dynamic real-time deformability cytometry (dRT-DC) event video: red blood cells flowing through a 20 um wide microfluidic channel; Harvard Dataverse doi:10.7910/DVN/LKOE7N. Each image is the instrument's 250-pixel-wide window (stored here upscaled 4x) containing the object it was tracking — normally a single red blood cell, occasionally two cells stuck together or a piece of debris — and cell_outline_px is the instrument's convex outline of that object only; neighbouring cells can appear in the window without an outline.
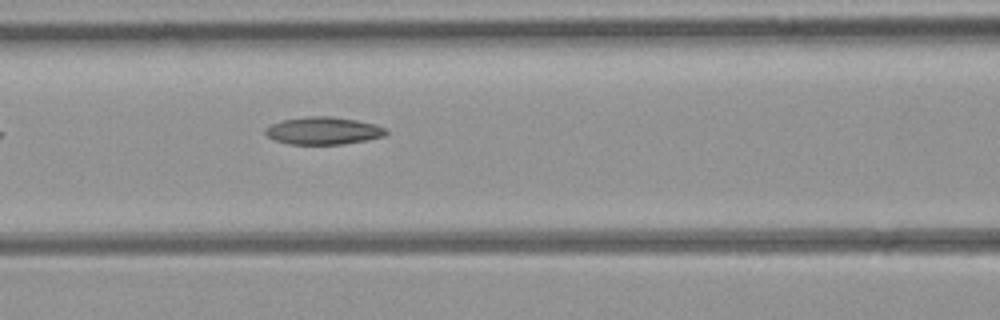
{"species": "common noctule bat (a hibernating species)", "species_latin": "Nyctalus noctula", "temperature_condition": "room temperature", "stored_images_in_passage": 8, "camera_frame_rate_fps": 3000, "um_per_image_px": 0.085, "animal": {"sex": "female", "body_mass_g": 21.9}, "frame": {"image": 1, "passage_image": 8, "time_ms": 9.0, "image_size_px": [1000, 320], "cell_outline_px": [[388, 132], [384, 136], [368, 140], [344, 144], [288, 144], [276, 140], [268, 136], [264, 132], [264, 128], [272, 124], [284, 120], [308, 116], [332, 116], [356, 120], [376, 124], [388, 128]], "centroid_in_image_um": [27.53, 11.11], "position_along_channel_um": 139.1, "area_um2": 19.42}}